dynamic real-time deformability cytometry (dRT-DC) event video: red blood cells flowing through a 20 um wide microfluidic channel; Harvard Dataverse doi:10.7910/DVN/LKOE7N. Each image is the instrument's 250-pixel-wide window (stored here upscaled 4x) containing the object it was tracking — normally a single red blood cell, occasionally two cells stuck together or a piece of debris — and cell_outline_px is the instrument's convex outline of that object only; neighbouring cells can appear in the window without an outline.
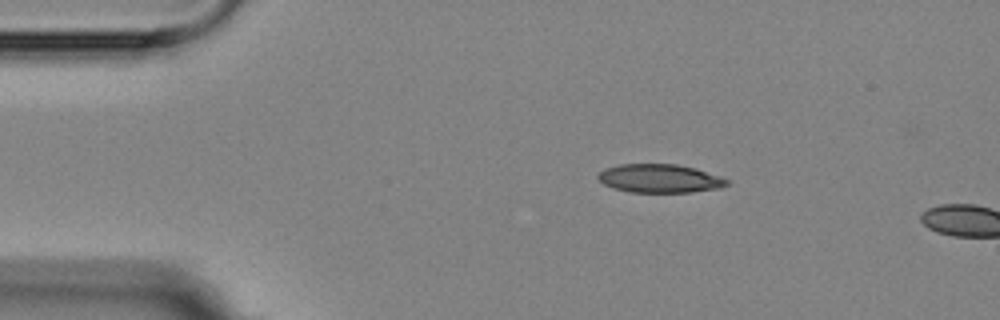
{"species": "Egyptian fruit bat (a non-hibernating species)", "species_latin": "Rousettus aegyptiacus", "temperature_condition": "room temperature", "stored_images_in_passage": 3, "camera_frame_rate_fps": 3000, "um_per_image_px": 0.085, "animal": {"sex": "female"}, "frame": {"image": 1, "passage_image": 2, "time_ms": 1.0, "image_size_px": [1000, 320], "cell_outline_px": [[728, 184], [720, 188], [692, 192], [628, 192], [612, 188], [604, 184], [596, 176], [604, 168], [620, 164], [676, 164], [696, 168], [720, 176], [728, 180]], "centroid_in_image_um": [56.06, 15.17], "position_along_channel_um": 28.9, "area_um2": 21.5}}